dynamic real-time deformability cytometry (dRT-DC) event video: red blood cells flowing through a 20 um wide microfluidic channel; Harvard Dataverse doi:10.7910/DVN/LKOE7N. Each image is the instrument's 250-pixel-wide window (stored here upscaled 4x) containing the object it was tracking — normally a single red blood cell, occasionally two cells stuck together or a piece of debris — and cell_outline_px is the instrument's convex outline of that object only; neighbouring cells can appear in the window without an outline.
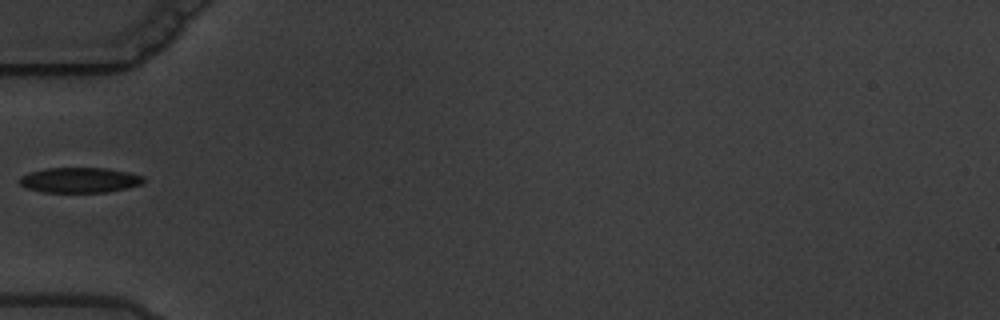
{"species": "common noctule bat (a hibernating species)", "species_latin": "Nyctalus noctula", "temperature_condition": "warm", "stored_images_in_passage": 2, "camera_frame_rate_fps": 3000, "um_per_image_px": 0.085, "animal": {"sex": "male", "body_mass_g": 19.5, "forearm_length_mm": 54.6}, "frame": {"image": 1, "passage_image": 1, "time_ms": 0.0, "image_size_px": [1000, 320], "cell_outline_px": [[148, 180], [144, 184], [108, 192], [44, 192], [24, 188], [16, 180], [20, 176], [44, 168], [108, 168], [128, 172], [144, 176]], "centroid_in_image_um": [6.79, 15.31], "position_along_channel_um": 78.2, "area_um2": 18.55}}